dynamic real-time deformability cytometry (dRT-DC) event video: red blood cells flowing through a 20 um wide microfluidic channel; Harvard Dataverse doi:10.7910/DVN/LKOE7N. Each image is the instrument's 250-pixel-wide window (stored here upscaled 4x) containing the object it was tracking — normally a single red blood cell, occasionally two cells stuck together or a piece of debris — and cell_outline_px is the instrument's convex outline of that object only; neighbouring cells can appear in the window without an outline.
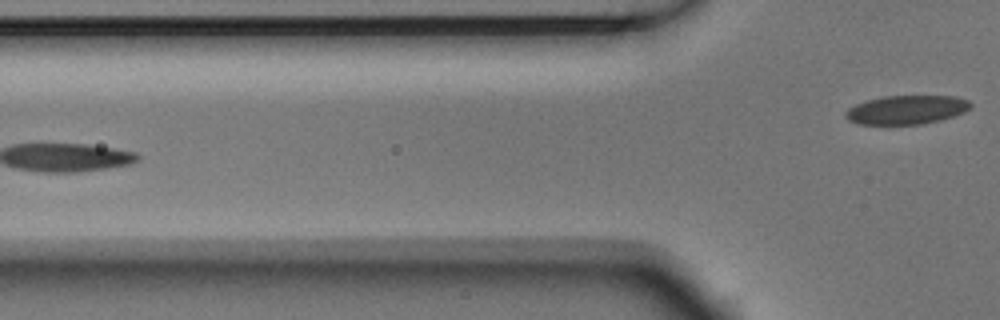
{"species": "Egyptian fruit bat (a non-hibernating species)", "species_latin": "Rousettus aegyptiacus", "temperature_condition": "room temperature", "stored_images_in_passage": 5, "camera_frame_rate_fps": 3000, "um_per_image_px": 0.085, "animal": {"sex": "male"}, "frame": {"image": 1, "passage_image": 5, "time_ms": 1.333, "image_size_px": [1000, 320], "cell_outline_px": [[972, 108], [964, 112], [940, 120], [920, 124], [860, 124], [848, 120], [844, 116], [844, 112], [848, 108], [856, 104], [868, 100], [884, 96], [956, 96], [968, 100], [972, 104]], "centroid_in_image_um": [77.06, 9.33], "position_along_channel_um": 48.7, "area_um2": 20.98}}